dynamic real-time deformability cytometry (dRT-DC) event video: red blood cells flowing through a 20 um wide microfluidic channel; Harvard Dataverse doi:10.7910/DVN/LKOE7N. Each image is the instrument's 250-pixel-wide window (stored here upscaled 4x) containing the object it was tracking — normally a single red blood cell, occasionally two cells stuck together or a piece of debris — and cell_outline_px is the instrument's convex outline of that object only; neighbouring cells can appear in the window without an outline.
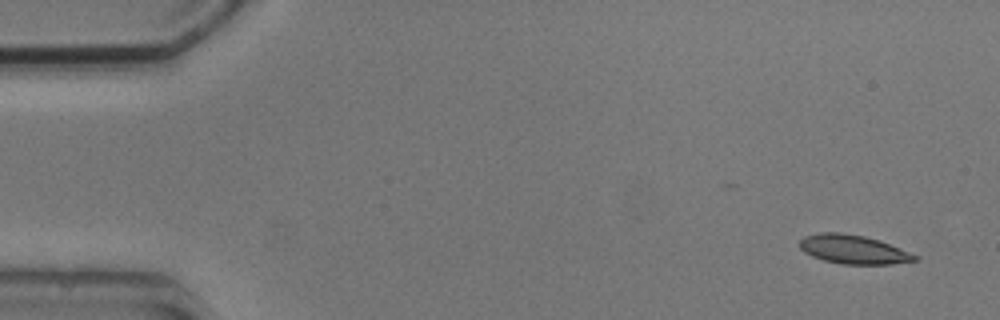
{"species": "common noctule bat (a hibernating species)", "species_latin": "Nyctalus noctula", "temperature_condition": "cold", "stored_images_in_passage": 5, "camera_frame_rate_fps": 3000, "um_per_image_px": 0.085, "animal": {"sex": "male", "body_mass_g": 20.5, "forearm_length_mm": 52.5}, "frame": {"image": 1, "passage_image": 1, "time_ms": 0.0, "image_size_px": [1000, 320], "cell_outline_px": [[920, 260], [892, 264], [840, 264], [824, 260], [812, 256], [804, 252], [800, 248], [800, 240], [804, 236], [820, 232], [840, 232], [864, 236], [880, 240], [920, 256]], "centroid_in_image_um": [72.56, 21.2], "position_along_channel_um": 12.4, "area_um2": 19.54}}